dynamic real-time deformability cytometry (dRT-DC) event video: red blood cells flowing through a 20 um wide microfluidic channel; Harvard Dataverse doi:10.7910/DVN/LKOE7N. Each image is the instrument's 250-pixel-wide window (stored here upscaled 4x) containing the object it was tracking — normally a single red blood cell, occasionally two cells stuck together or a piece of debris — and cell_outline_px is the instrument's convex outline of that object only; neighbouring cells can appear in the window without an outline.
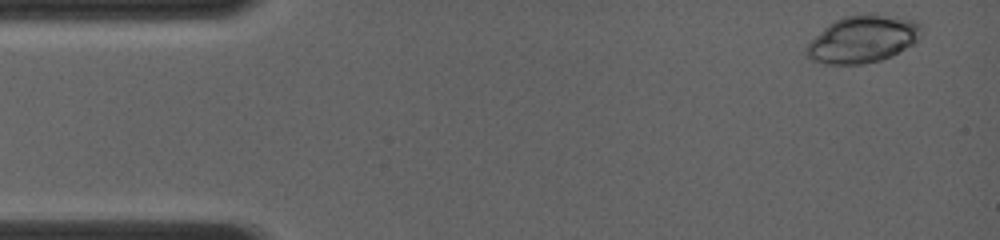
{"species": "common noctule bat (a hibernating species)", "species_latin": "Nyctalus noctula", "temperature_condition": "room temperature", "stored_images_in_passage": 4, "camera_frame_rate_fps": 4000, "um_per_image_px": 0.085, "animal": {"sex": "female", "body_mass_g": 19.0, "forearm_length_mm": 56.7}, "frame": {"image": 1, "passage_image": 1, "time_ms": 0.0, "image_size_px": [1000, 240], "cell_outline_px": [[920, 40], [892, 56], [880, 60], [860, 64], [824, 64], [812, 60], [804, 56], [804, 48], [828, 24], [844, 16], [868, 12], [872, 12], [896, 16], [916, 20], [920, 24]], "centroid_in_image_um": [73.34, 3.31], "position_along_channel_um": 11.7, "area_um2": 32.08}}
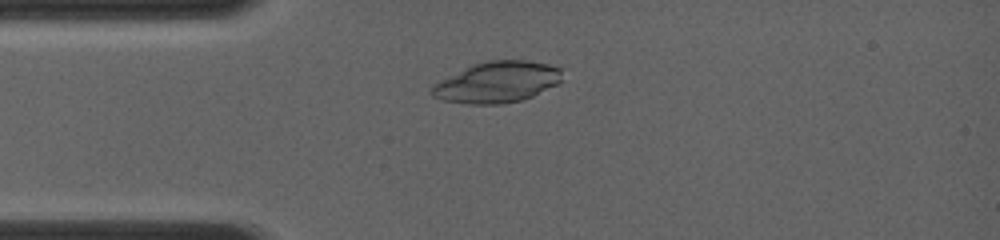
{"frame": {"image": 2, "passage_image": 4, "time_ms": 2.75, "image_size_px": [1000, 240], "cell_outline_px": [[560, 80], [556, 84], [524, 100], [500, 104], [468, 104], [444, 100], [432, 96], [432, 84], [472, 64], [488, 60], [524, 60], [548, 64], [560, 68]], "centroid_in_image_um": [42.22, 6.98], "position_along_channel_um": 42.8, "area_um2": 30.92}}